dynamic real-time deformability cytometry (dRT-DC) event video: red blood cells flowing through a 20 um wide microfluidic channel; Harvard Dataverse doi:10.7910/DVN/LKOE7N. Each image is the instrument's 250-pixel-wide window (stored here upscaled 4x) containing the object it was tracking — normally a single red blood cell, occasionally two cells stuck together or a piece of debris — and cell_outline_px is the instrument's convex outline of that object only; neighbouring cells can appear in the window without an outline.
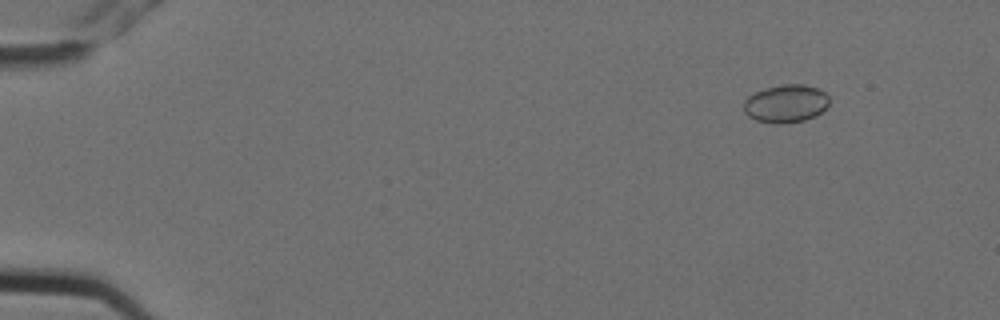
{"species": "Egyptian fruit bat (a non-hibernating species)", "species_latin": "Rousettus aegyptiacus", "temperature_condition": "cold", "stored_images_in_passage": 6, "camera_frame_rate_fps": 3000, "um_per_image_px": 0.085, "animal": {"sex": "female"}, "frame": {"image": 1, "passage_image": 2, "time_ms": 0.333, "image_size_px": [1000, 320], "cell_outline_px": [[828, 104], [816, 116], [804, 120], [780, 124], [776, 124], [756, 120], [748, 116], [744, 112], [744, 100], [748, 96], [756, 92], [768, 88], [784, 84], [804, 84], [816, 88], [824, 92], [828, 96]], "centroid_in_image_um": [66.78, 8.81], "position_along_channel_um": 18.2, "area_um2": 18.73}}
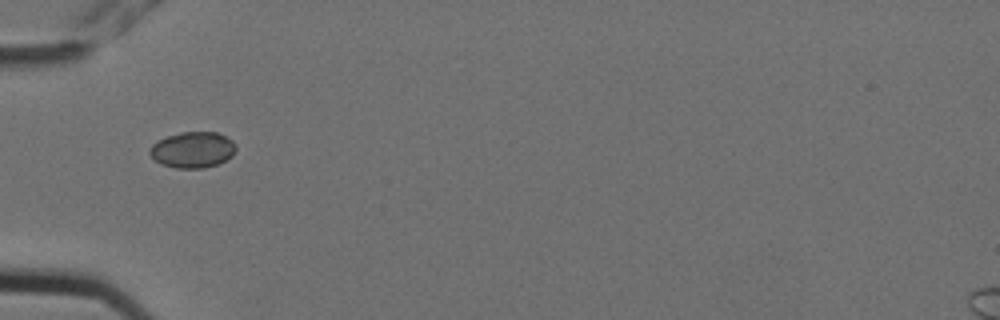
{"frame": {"image": 2, "passage_image": 6, "time_ms": 1.667, "image_size_px": [1000, 320], "cell_outline_px": [[236, 148], [232, 156], [216, 164], [204, 168], [176, 168], [160, 164], [148, 152], [148, 148], [152, 144], [168, 136], [180, 132], [216, 132], [232, 140], [236, 144]], "centroid_in_image_um": [16.36, 12.73], "position_along_channel_um": 68.6, "area_um2": 17.98}}